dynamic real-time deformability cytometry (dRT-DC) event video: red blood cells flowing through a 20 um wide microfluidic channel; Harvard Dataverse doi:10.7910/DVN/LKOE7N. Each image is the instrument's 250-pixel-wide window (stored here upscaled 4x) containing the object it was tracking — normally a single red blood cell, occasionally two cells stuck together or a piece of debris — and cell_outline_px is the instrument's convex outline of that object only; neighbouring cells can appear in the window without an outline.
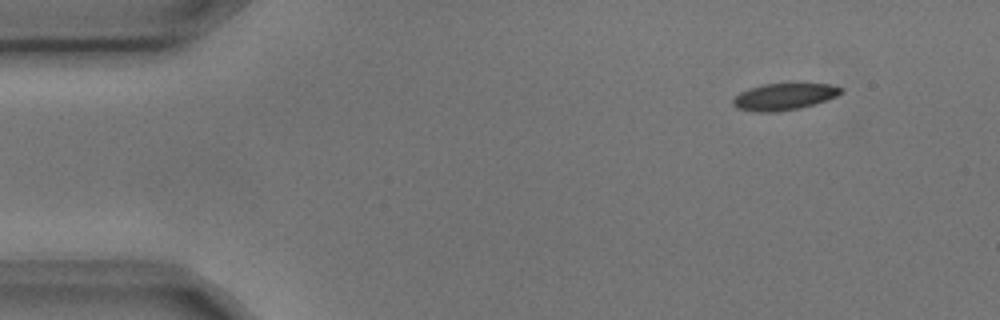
{"species": "common noctule bat (a hibernating species)", "species_latin": "Nyctalus noctula", "temperature_condition": "cold", "stored_images_in_passage": 3, "camera_frame_rate_fps": 3000, "um_per_image_px": 0.085, "animal": {"sex": "male", "body_mass_g": 17.9, "forearm_length_mm": 54.2}, "frame": {"image": 1, "passage_image": 1, "time_ms": 0.0, "image_size_px": [1000, 320], "cell_outline_px": [[844, 92], [836, 96], [816, 104], [800, 108], [780, 112], [756, 112], [736, 108], [732, 104], [732, 100], [740, 92], [748, 88], [764, 84], [828, 84], [844, 88]], "centroid_in_image_um": [66.64, 8.23], "position_along_channel_um": 18.4, "area_um2": 16.94}}